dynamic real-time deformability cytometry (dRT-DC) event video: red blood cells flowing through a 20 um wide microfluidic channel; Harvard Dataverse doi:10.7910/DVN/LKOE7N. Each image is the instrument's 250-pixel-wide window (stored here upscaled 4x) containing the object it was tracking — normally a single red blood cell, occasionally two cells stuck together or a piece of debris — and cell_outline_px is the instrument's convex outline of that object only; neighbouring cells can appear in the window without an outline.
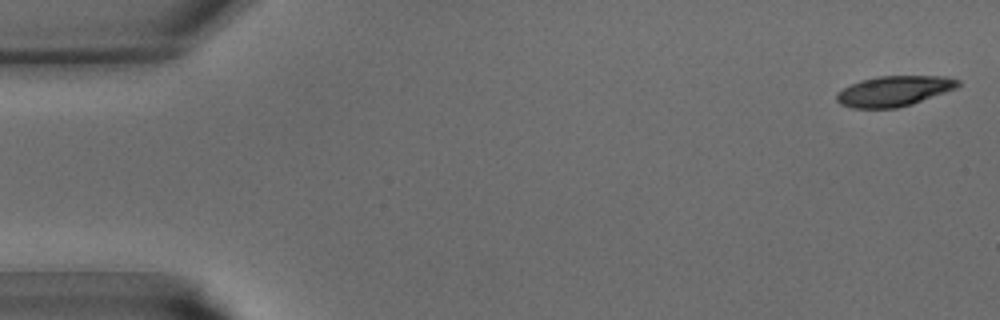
{"species": "common noctule bat (a hibernating species)", "species_latin": "Nyctalus noctula", "temperature_condition": "warm", "stored_images_in_passage": 41, "camera_frame_rate_fps": 3000, "um_per_image_px": 0.085, "animal": {"sex": "male", "body_mass_g": 15.6}, "frame": {"image": 1, "passage_image": 1, "time_ms": 0.0, "image_size_px": [1000, 320], "cell_outline_px": [[960, 84], [956, 88], [912, 104], [896, 108], [852, 108], [840, 104], [836, 100], [836, 92], [860, 80], [880, 76], [944, 76], [960, 80]], "centroid_in_image_um": [75.97, 7.74], "position_along_channel_um": 9.0, "area_um2": 21.39}}
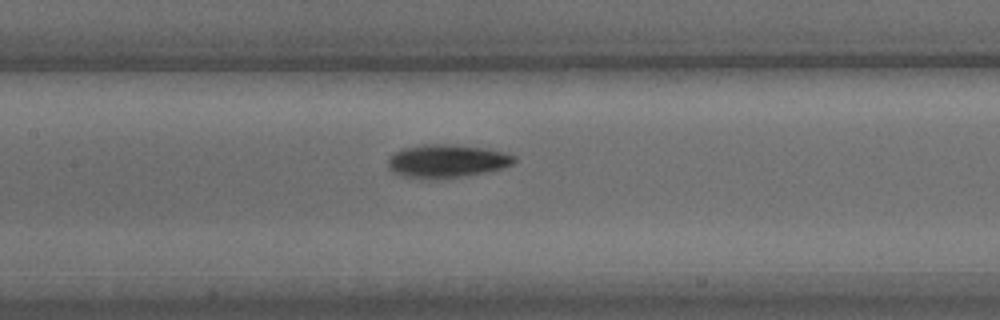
{"frame": {"image": 2, "passage_image": 19, "time_ms": 6.0, "image_size_px": [1000, 320], "cell_outline_px": [[516, 160], [512, 164], [504, 168], [488, 172], [468, 176], [436, 180], [420, 180], [404, 176], [392, 172], [388, 168], [388, 160], [396, 152], [404, 148], [424, 144], [448, 144], [488, 148], [504, 152], [516, 156]], "centroid_in_image_um": [38.01, 13.72], "position_along_channel_um": 169.4, "area_um2": 24.97}}
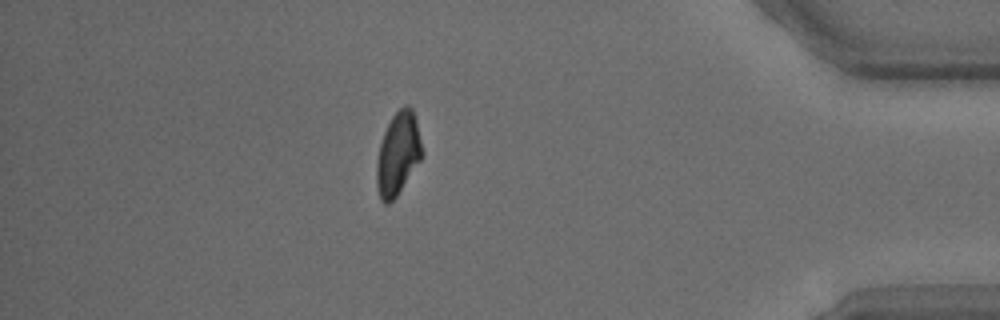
{"frame": {"image": 3, "passage_image": 36, "time_ms": 11.667, "image_size_px": [1000, 320], "cell_outline_px": [[424, 152], [420, 160], [396, 196], [388, 204], [384, 204], [380, 200], [376, 184], [376, 160], [380, 144], [384, 132], [392, 116], [404, 104], [408, 104], [412, 108], [416, 120]], "centroid_in_image_um": [33.82, 13.06], "position_along_channel_um": 401.4, "area_um2": 21.91}}